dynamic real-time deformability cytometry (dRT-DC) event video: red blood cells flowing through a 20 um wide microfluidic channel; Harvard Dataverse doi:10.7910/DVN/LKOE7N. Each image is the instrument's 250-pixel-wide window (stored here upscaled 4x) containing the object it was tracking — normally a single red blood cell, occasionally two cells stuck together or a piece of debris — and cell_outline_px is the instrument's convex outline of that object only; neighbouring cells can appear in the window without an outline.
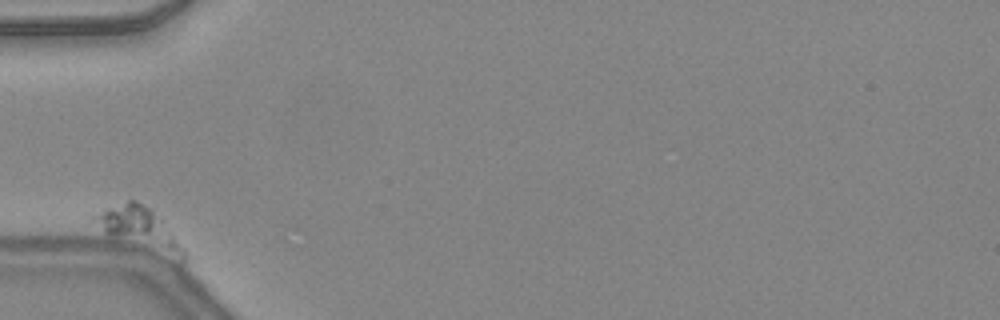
{"species": "common noctule bat (a hibernating species)", "species_latin": "Nyctalus noctula", "temperature_condition": "warm", "stored_images_in_passage": 30, "camera_frame_rate_fps": 3000, "um_per_image_px": 0.085, "animal": {"sex": "female", "body_mass_g": 24.6, "forearm_length_mm": 56.2}, "frame": {"image": 1, "passage_image": 1, "time_ms": 0.0, "image_size_px": [1000, 320], "cell_outline_px": [[184, 260], [176, 268], [104, 232], [88, 216], [128, 200], [136, 200], [152, 208], [176, 236], [184, 248]], "centroid_in_image_um": [12.0, 19.6], "position_along_channel_um": 73.0, "area_um2": 23.47}}
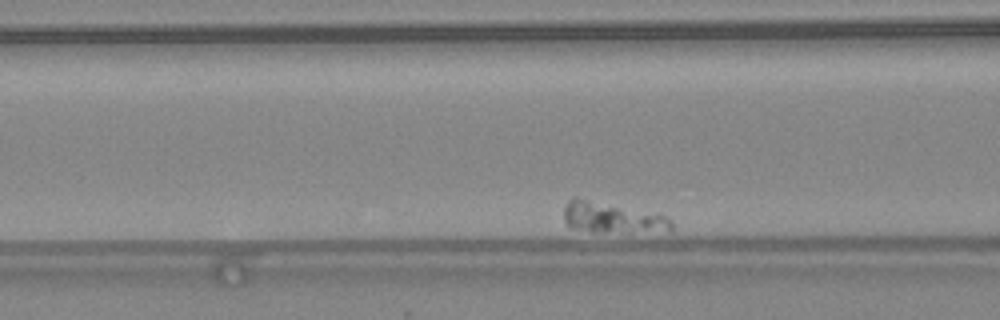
{"frame": {"image": 2, "passage_image": 6, "time_ms": 1.667, "image_size_px": [1000, 320], "cell_outline_px": [[672, 232], [592, 232], [568, 228], [564, 220], [564, 208], [568, 200], [572, 196], [576, 196], [660, 212], [668, 216], [672, 220]], "centroid_in_image_um": [52.09, 18.48], "position_along_channel_um": 114.5, "area_um2": 20.69}}
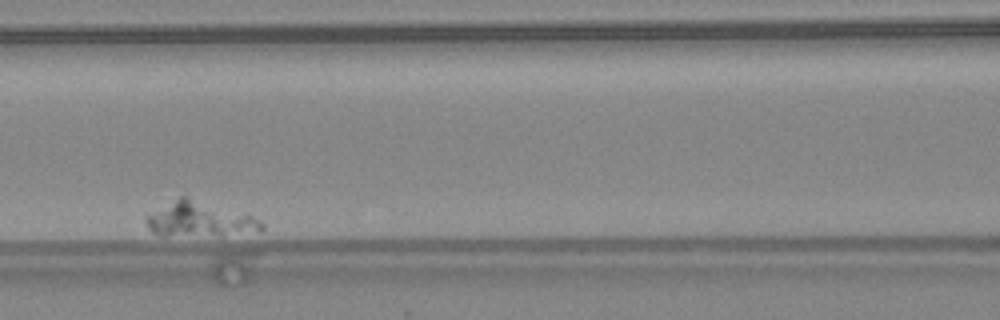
{"frame": {"image": 3, "passage_image": 10, "time_ms": 3.0, "image_size_px": [1000, 320], "cell_outline_px": [[264, 232], [224, 236], [160, 236], [152, 232], [148, 228], [144, 220], [144, 216], [180, 196], [188, 196], [252, 216], [260, 220], [264, 224]], "centroid_in_image_um": [16.99, 18.68], "position_along_channel_um": 149.6, "area_um2": 24.22}}